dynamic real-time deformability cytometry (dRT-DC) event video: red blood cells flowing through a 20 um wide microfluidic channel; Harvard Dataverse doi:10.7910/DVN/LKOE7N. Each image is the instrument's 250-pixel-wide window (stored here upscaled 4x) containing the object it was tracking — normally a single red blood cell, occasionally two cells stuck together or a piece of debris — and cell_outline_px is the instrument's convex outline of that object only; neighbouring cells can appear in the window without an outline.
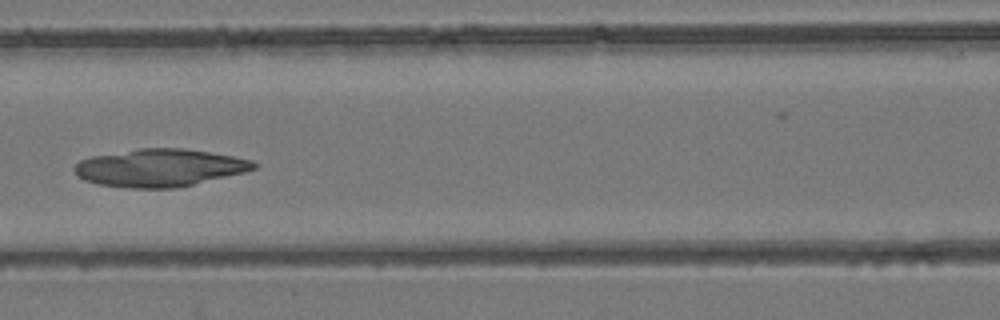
{"species": "common noctule bat (a hibernating species)", "species_latin": "Nyctalus noctula", "temperature_condition": "room temperature", "stored_images_in_passage": 6, "camera_frame_rate_fps": 3000, "um_per_image_px": 0.085, "animal": {"sex": "female", "body_mass_g": 24.6, "forearm_length_mm": 56.2}, "frame": {"image": 1, "passage_image": 5, "time_ms": 5.667, "image_size_px": [1000, 320], "cell_outline_px": [[260, 164], [256, 168], [244, 172], [176, 188], [132, 188], [96, 184], [84, 180], [76, 176], [72, 168], [80, 160], [92, 156], [140, 148], [184, 148], [232, 156], [252, 160]], "centroid_in_image_um": [13.54, 14.26], "position_along_channel_um": 153.1, "area_um2": 39.3}}
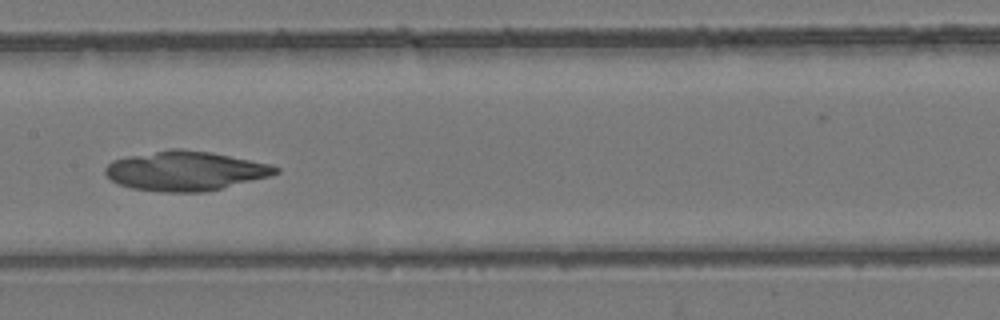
{"frame": {"image": 2, "passage_image": 6, "time_ms": 6.667, "image_size_px": [1000, 320], "cell_outline_px": [[280, 172], [268, 176], [204, 192], [164, 192], [132, 188], [120, 184], [112, 180], [104, 172], [104, 168], [112, 160], [128, 156], [172, 148], [180, 148], [212, 152], [268, 164], [280, 168]], "centroid_in_image_um": [15.72, 14.51], "position_along_channel_um": 191.7, "area_um2": 38.78}}